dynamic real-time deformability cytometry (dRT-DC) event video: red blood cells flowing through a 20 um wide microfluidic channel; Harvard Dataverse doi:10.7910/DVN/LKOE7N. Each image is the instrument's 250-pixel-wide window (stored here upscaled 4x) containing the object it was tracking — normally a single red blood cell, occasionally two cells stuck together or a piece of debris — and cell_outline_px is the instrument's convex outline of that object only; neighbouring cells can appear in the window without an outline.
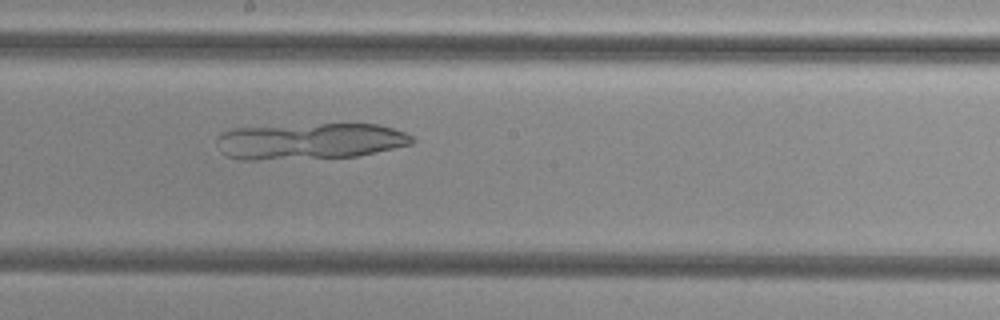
{"species": "common noctule bat (a hibernating species)", "species_latin": "Nyctalus noctula", "temperature_condition": "cold", "stored_images_in_passage": 43, "camera_frame_rate_fps": 3000, "um_per_image_px": 0.085, "animal": {"sex": "female", "body_mass_g": 29.2, "forearm_length_mm": 56.3}, "frame": {"image": 1, "passage_image": 19, "time_ms": 6.0, "image_size_px": [1000, 320], "cell_outline_px": [[416, 140], [412, 144], [356, 156], [256, 160], [240, 160], [228, 156], [220, 152], [216, 140], [224, 132], [232, 128], [320, 124], [380, 124], [404, 132], [412, 136]], "centroid_in_image_um": [26.34, 12.0], "position_along_channel_um": 221.9, "area_um2": 41.1}}